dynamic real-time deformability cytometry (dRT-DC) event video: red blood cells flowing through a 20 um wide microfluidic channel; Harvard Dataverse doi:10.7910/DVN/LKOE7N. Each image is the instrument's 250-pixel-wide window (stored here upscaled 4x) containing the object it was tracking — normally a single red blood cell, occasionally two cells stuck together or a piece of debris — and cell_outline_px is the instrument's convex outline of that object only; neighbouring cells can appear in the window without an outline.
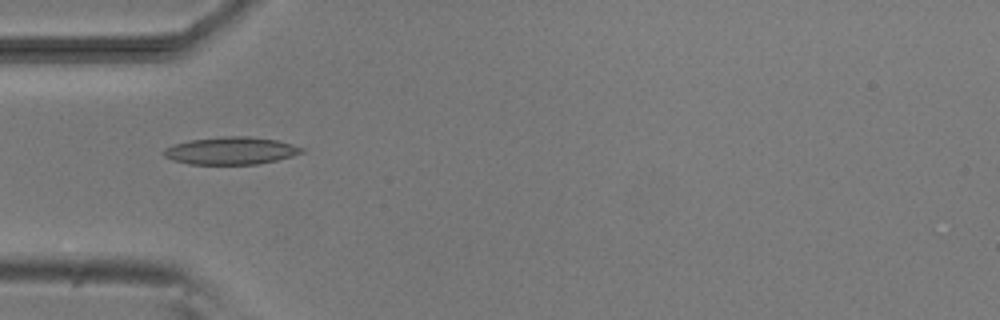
{"species": "common noctule bat (a hibernating species)", "species_latin": "Nyctalus noctula", "temperature_condition": "room temperature", "stored_images_in_passage": 6, "camera_frame_rate_fps": 3000, "um_per_image_px": 0.085, "animal": {"sex": "male", "body_mass_g": 20.5, "forearm_length_mm": 52.5}, "frame": {"image": 1, "passage_image": 3, "time_ms": 2.333, "image_size_px": [1000, 320], "cell_outline_px": [[304, 152], [292, 156], [276, 160], [256, 164], [188, 164], [172, 160], [164, 156], [160, 152], [164, 148], [172, 144], [188, 140], [224, 136], [248, 136], [280, 140], [304, 148]], "centroid_in_image_um": [19.59, 12.8], "position_along_channel_um": 65.4, "area_um2": 22.37}}
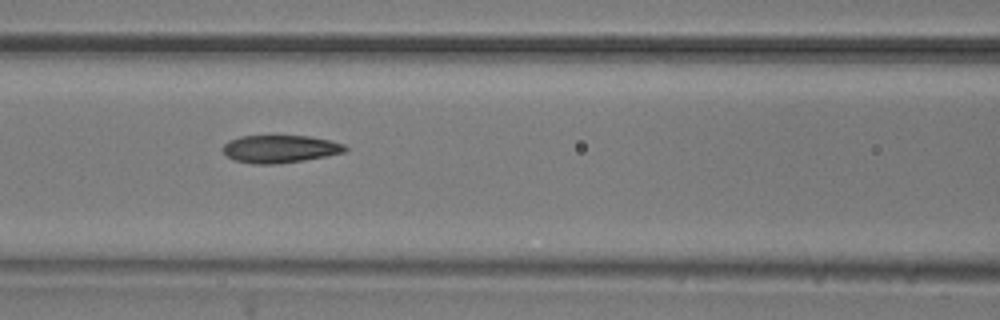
{"frame": {"image": 2, "passage_image": 5, "time_ms": 4.333, "image_size_px": [1000, 320], "cell_outline_px": [[348, 148], [344, 152], [328, 156], [304, 160], [276, 164], [252, 164], [232, 160], [220, 148], [228, 140], [240, 136], [308, 136], [328, 140], [344, 144]], "centroid_in_image_um": [23.76, 12.66], "position_along_channel_um": 142.8, "area_um2": 19.83}}
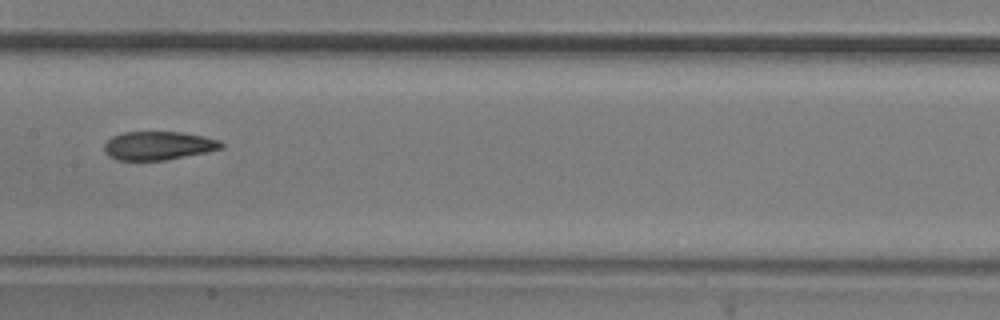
{"frame": {"image": 3, "passage_image": 6, "time_ms": 5.667, "image_size_px": [1000, 320], "cell_outline_px": [[224, 148], [208, 152], [164, 160], [116, 160], [108, 156], [104, 152], [104, 144], [112, 136], [124, 132], [180, 132], [204, 136], [220, 140], [224, 144]], "centroid_in_image_um": [13.47, 12.38], "position_along_channel_um": 193.9, "area_um2": 19.59}}